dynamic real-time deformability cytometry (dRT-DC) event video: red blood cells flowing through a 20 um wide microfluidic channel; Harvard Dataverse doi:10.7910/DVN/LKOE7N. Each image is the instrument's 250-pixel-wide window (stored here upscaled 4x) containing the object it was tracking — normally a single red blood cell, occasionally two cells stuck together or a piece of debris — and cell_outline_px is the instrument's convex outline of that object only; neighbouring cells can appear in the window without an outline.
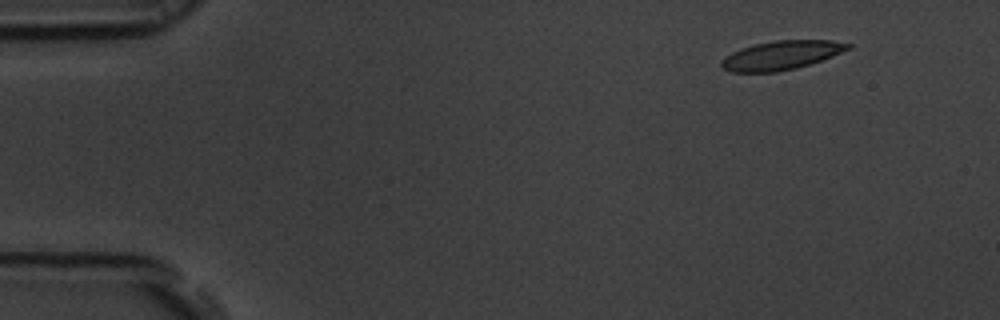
{"species": "common noctule bat (a hibernating species)", "species_latin": "Nyctalus noctula", "temperature_condition": "room temperature", "stored_images_in_passage": 50, "camera_frame_rate_fps": 3000, "um_per_image_px": 0.085, "animal": {"sex": "male", "body_mass_g": 19.5, "forearm_length_mm": 54.6}, "frame": {"image": 1, "passage_image": 1, "time_ms": 0.0, "image_size_px": [1000, 320], "cell_outline_px": [[852, 48], [832, 56], [796, 68], [776, 72], [732, 72], [724, 68], [720, 64], [720, 60], [724, 56], [740, 48], [756, 44], [776, 40], [832, 40], [852, 44]], "centroid_in_image_um": [66.4, 4.69], "position_along_channel_um": 18.6, "area_um2": 21.27}}
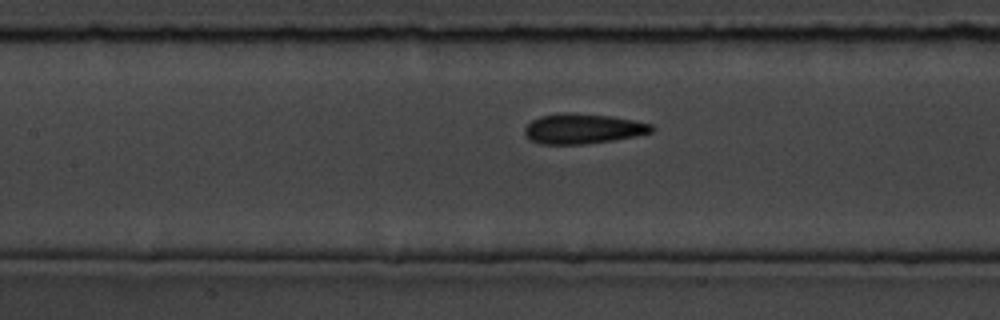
{"frame": {"image": 2, "passage_image": 20, "time_ms": 6.333, "image_size_px": [1000, 320], "cell_outline_px": [[656, 128], [652, 132], [636, 136], [612, 140], [584, 144], [540, 144], [528, 140], [524, 132], [524, 128], [532, 120], [540, 116], [564, 112], [572, 112], [612, 116], [652, 124]], "centroid_in_image_um": [49.52, 10.94], "position_along_channel_um": 157.9, "area_um2": 22.43}}
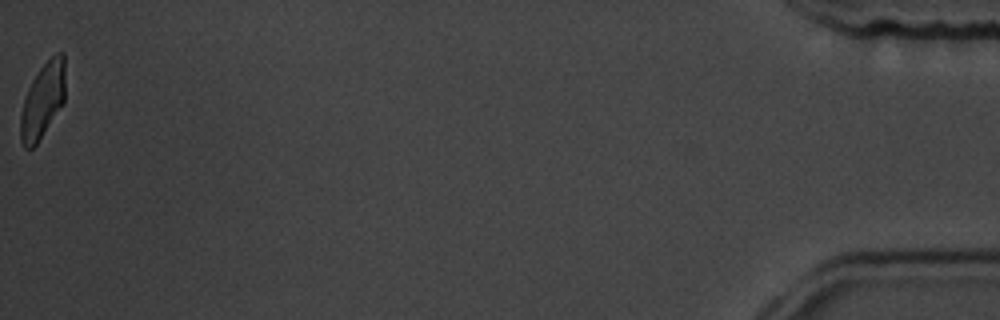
{"frame": {"image": 3, "passage_image": 50, "time_ms": 16.333, "image_size_px": [1000, 320], "cell_outline_px": [[64, 104], [36, 144], [32, 148], [24, 148], [20, 140], [20, 116], [24, 100], [28, 88], [32, 80], [40, 68], [56, 52], [64, 52]], "centroid_in_image_um": [3.63, 8.55], "position_along_channel_um": 431.6, "area_um2": 19.54}, "authors_computed_cell_mechanics": {"area_um2": 21.964, "velocity_mm_per_s": 3.7405, "shape_relaxation_time_tau1_ms": 3.5901, "shape_relaxation_time_tau2_ms": 1.489, "deformation_change_tau1": 0.1188, "deformation_change_tau2": 0.0633}}